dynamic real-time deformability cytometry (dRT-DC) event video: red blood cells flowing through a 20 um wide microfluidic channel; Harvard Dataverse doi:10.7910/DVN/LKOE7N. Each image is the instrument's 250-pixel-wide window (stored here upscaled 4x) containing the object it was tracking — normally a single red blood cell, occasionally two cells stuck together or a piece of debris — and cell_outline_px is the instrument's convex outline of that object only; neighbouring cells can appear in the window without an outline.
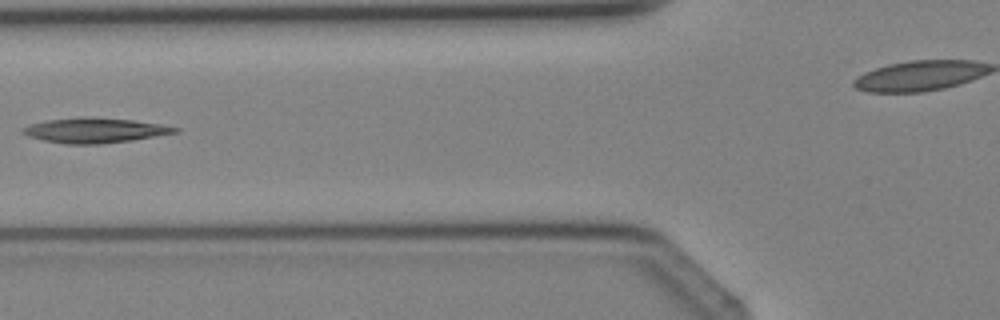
{"species": "Egyptian fruit bat (a non-hibernating species)", "species_latin": "Rousettus aegyptiacus", "temperature_condition": "cold", "stored_images_in_passage": 5, "segment_of_instrument_passage": [1, 2], "camera_frame_rate_fps": 3000, "um_per_image_px": 0.085, "animal": {"sex": "female"}, "frame": {"image": 1, "passage_image": 4, "time_ms": 4.333, "image_size_px": [1000, 320], "cell_outline_px": [[180, 132], [132, 140], [100, 144], [64, 144], [44, 140], [28, 136], [20, 132], [20, 128], [32, 124], [48, 120], [84, 116], [132, 120], [160, 124], [180, 128]], "centroid_in_image_um": [8.05, 11.08], "position_along_channel_um": 117.7, "area_um2": 22.14}}